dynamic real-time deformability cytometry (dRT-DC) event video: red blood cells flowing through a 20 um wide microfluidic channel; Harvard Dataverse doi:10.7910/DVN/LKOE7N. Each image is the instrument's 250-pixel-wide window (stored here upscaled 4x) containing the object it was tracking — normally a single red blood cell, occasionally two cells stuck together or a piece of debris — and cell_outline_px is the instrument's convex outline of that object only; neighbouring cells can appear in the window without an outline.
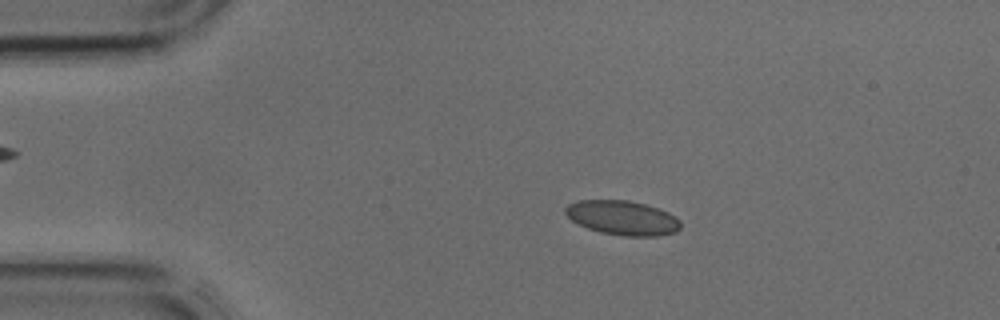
{"species": "common noctule bat (a hibernating species)", "species_latin": "Nyctalus noctula", "temperature_condition": "cold", "stored_images_in_passage": 41, "camera_frame_rate_fps": 3000, "um_per_image_px": 0.085, "animal": {"sex": "male", "body_mass_g": 17.9, "forearm_length_mm": 54.2}, "frame": {"image": 1, "passage_image": 7, "time_ms": 2.0, "image_size_px": [1000, 320], "cell_outline_px": [[680, 228], [676, 232], [656, 236], [624, 236], [600, 232], [588, 228], [572, 220], [564, 212], [564, 208], [568, 204], [580, 200], [628, 200], [660, 208], [676, 216], [680, 220]], "centroid_in_image_um": [52.93, 18.51], "position_along_channel_um": 32.1, "area_um2": 23.12}}
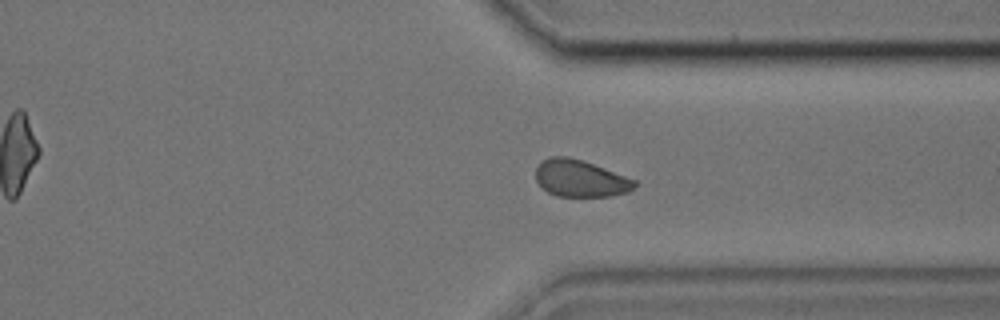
{"frame": {"image": 2, "passage_image": 31, "time_ms": 10.0, "image_size_px": [1000, 320], "cell_outline_px": [[636, 184], [628, 192], [612, 196], [556, 196], [540, 188], [536, 180], [536, 168], [544, 160], [552, 156], [568, 156], [604, 168], [636, 180]], "centroid_in_image_um": [49.3, 15.18], "position_along_channel_um": 362.1, "area_um2": 21.1}}
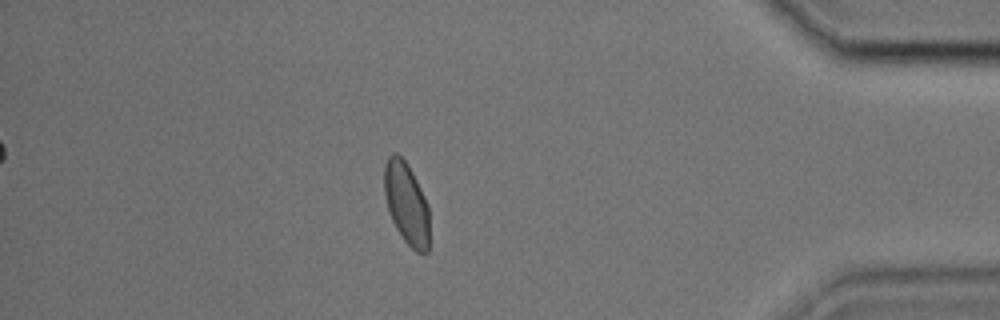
{"frame": {"image": 3, "passage_image": 36, "time_ms": 11.667, "image_size_px": [1000, 320], "cell_outline_px": [[428, 252], [416, 252], [404, 240], [396, 228], [392, 220], [388, 208], [384, 192], [384, 164], [388, 156], [392, 152], [396, 152], [408, 164], [424, 196], [428, 208]], "centroid_in_image_um": [34.52, 17.25], "position_along_channel_um": 400.7, "area_um2": 21.33}}